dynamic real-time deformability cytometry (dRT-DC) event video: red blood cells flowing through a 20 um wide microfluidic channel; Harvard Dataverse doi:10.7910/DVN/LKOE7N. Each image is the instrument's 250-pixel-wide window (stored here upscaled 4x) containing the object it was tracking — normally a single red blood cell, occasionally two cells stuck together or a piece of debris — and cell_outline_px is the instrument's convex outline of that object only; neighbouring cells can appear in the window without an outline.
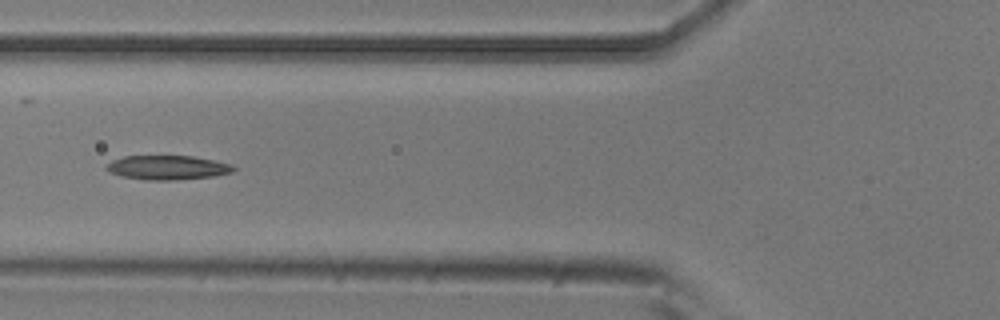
{"species": "common noctule bat (a hibernating species)", "species_latin": "Nyctalus noctula", "temperature_condition": "room temperature", "stored_images_in_passage": 6, "camera_frame_rate_fps": 3000, "um_per_image_px": 0.085, "animal": {"sex": "male", "body_mass_g": 20.5, "forearm_length_mm": 52.5}, "frame": {"image": 1, "passage_image": 5, "time_ms": 1.333, "image_size_px": [1000, 320], "cell_outline_px": [[236, 168], [232, 172], [216, 176], [172, 180], [144, 180], [120, 176], [108, 172], [104, 168], [112, 160], [124, 156], [192, 156], [232, 164]], "centroid_in_image_um": [14.21, 14.25], "position_along_channel_um": 111.6, "area_um2": 18.03}}
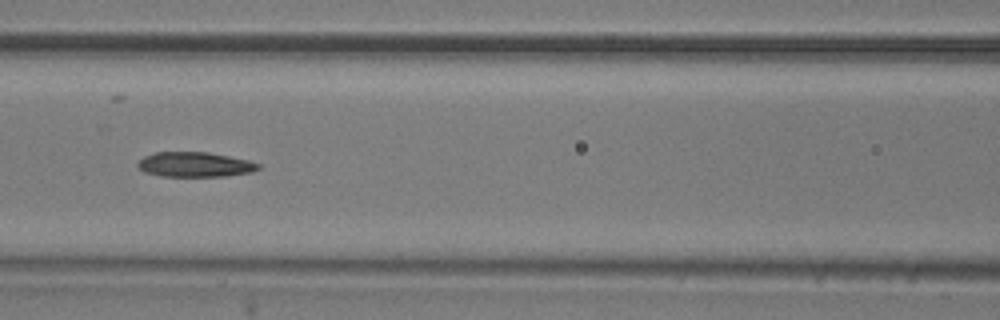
{"frame": {"image": 2, "passage_image": 6, "time_ms": 1.667, "image_size_px": [1000, 320], "cell_outline_px": [[260, 168], [252, 172], [224, 176], [160, 176], [144, 172], [136, 164], [144, 156], [156, 152], [208, 152], [248, 160], [260, 164]], "centroid_in_image_um": [16.56, 13.98], "position_along_channel_um": 150.0, "area_um2": 17.4}}